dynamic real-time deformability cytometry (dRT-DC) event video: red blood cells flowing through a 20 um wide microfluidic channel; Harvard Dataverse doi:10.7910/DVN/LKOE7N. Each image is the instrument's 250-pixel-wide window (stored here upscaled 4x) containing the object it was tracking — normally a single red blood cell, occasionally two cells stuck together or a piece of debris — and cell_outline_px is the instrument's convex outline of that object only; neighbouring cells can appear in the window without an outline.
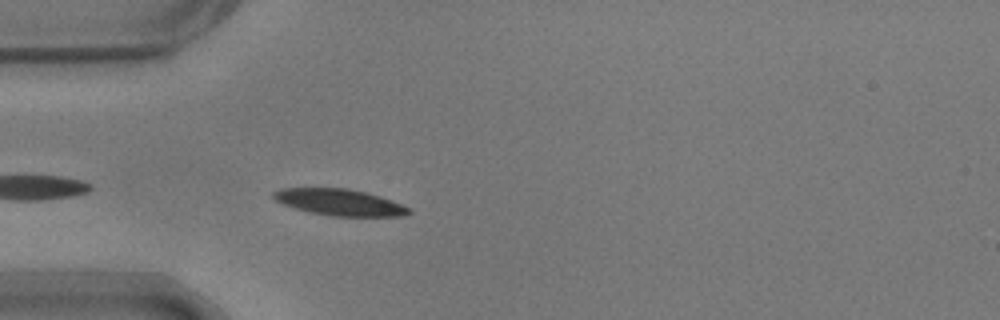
{"species": "common noctule bat (a hibernating species)", "species_latin": "Nyctalus noctula", "temperature_condition": "warm", "stored_images_in_passage": 9, "camera_frame_rate_fps": 3000, "um_per_image_px": 0.085, "animal": {"sex": "male", "body_mass_g": 17.9}, "frame": {"image": 1, "passage_image": 4, "time_ms": 1.0, "image_size_px": [1000, 320], "cell_outline_px": [[412, 212], [404, 216], [332, 216], [308, 212], [284, 204], [276, 200], [272, 196], [272, 192], [280, 188], [348, 188], [380, 196], [392, 200], [408, 208]], "centroid_in_image_um": [28.85, 17.19], "position_along_channel_um": 56.2, "area_um2": 20.75}}